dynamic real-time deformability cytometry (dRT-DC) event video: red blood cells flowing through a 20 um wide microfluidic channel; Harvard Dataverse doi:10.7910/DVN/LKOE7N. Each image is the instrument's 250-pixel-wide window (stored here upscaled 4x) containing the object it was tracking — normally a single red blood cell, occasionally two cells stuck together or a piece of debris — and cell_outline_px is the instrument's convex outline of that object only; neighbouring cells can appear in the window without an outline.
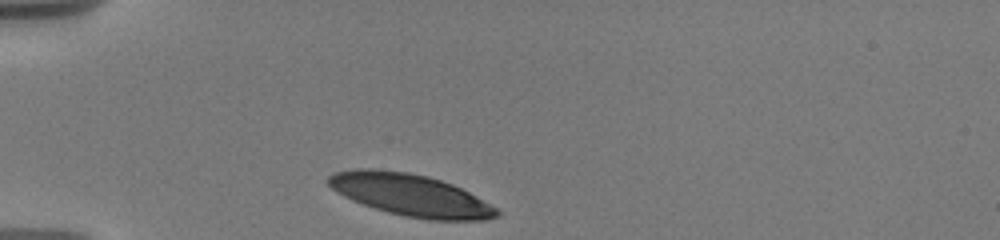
{"species": "human", "species_latin": "Homo sapiens", "temperature_condition": "warm", "stored_images_in_passage": 4, "camera_frame_rate_fps": 3000, "um_per_image_px": 0.085, "donor": {"sex": "male"}, "frame": {"image": 1, "passage_image": 1, "time_ms": 0.0, "image_size_px": [1000, 240], "cell_outline_px": [[500, 216], [484, 220], [428, 220], [404, 216], [388, 212], [352, 200], [344, 196], [332, 188], [328, 184], [328, 176], [332, 172], [356, 168], [372, 168], [408, 172], [428, 176], [452, 184], [468, 192], [496, 208], [500, 212]], "centroid_in_image_um": [34.87, 16.57], "position_along_channel_um": 50.1, "area_um2": 41.04}}
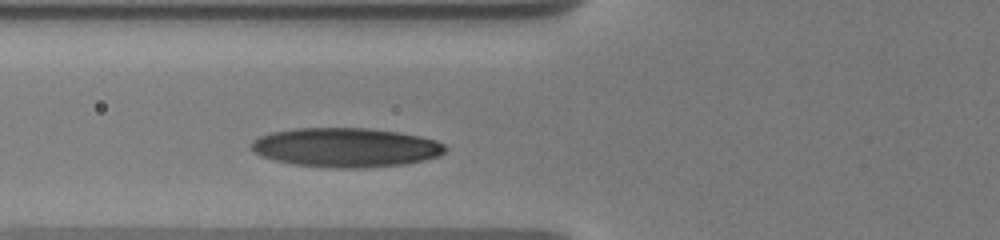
{"frame": {"image": 2, "passage_image": 4, "time_ms": 2.0, "image_size_px": [1000, 240], "cell_outline_px": [[448, 148], [444, 152], [436, 156], [424, 160], [404, 164], [360, 168], [340, 168], [292, 164], [260, 156], [252, 152], [252, 140], [260, 136], [272, 132], [296, 128], [368, 128], [396, 132], [420, 136], [436, 140], [444, 144]], "centroid_in_image_um": [29.38, 12.53], "position_along_channel_um": 96.4, "area_um2": 44.22}}